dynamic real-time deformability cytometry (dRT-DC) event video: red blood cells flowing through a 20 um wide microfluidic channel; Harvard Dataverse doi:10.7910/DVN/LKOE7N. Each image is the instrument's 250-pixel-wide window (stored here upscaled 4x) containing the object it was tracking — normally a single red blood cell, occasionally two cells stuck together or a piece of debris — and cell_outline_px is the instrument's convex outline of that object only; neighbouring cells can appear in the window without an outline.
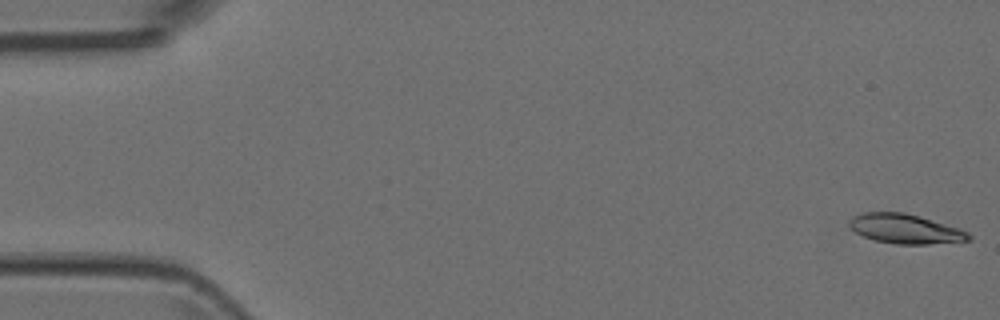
{"species": "Egyptian fruit bat (a non-hibernating species)", "species_latin": "Rousettus aegyptiacus", "temperature_condition": "room temperature", "stored_images_in_passage": 5, "camera_frame_rate_fps": 3000, "um_per_image_px": 0.085, "animal": {"sex": "female"}, "frame": {"image": 1, "passage_image": 1, "time_ms": 0.0, "image_size_px": [1000, 320], "cell_outline_px": [[972, 240], [928, 244], [896, 244], [876, 240], [864, 236], [856, 232], [848, 224], [852, 216], [860, 212], [904, 212], [960, 228], [968, 232], [972, 236]], "centroid_in_image_um": [76.96, 19.44], "position_along_channel_um": 8.0, "area_um2": 20.46}}
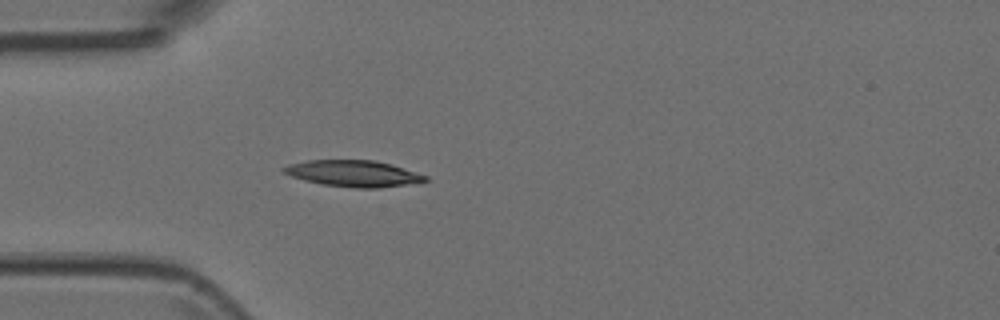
{"frame": {"image": 2, "passage_image": 5, "time_ms": 1.333, "image_size_px": [1000, 320], "cell_outline_px": [[428, 180], [380, 188], [356, 188], [324, 184], [304, 180], [280, 172], [280, 168], [288, 164], [308, 160], [372, 160], [392, 164], [428, 176]], "centroid_in_image_um": [29.99, 14.73], "position_along_channel_um": 55.0, "area_um2": 21.62}}